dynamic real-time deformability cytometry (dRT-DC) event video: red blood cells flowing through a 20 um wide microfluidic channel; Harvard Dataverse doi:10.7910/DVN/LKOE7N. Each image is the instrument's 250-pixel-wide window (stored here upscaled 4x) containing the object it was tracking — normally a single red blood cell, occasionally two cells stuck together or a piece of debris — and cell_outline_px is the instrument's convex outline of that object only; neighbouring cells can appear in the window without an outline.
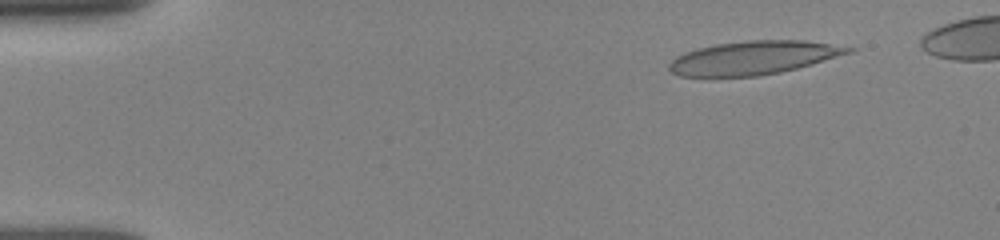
{"species": "human", "species_latin": "Homo sapiens", "temperature_condition": "room temperature", "stored_images_in_passage": 49, "camera_frame_rate_fps": 3000, "um_per_image_px": 0.085, "donor": {"sex": "female"}, "frame": {"image": 1, "passage_image": 5, "time_ms": 1.333, "image_size_px": [1000, 240], "cell_outline_px": [[860, 48], [852, 52], [812, 64], [780, 72], [756, 76], [680, 76], [672, 72], [668, 68], [668, 64], [676, 56], [684, 52], [696, 48], [716, 44], [748, 40], [804, 40]], "centroid_in_image_um": [64.06, 4.9], "position_along_channel_um": 20.9, "area_um2": 34.97}}
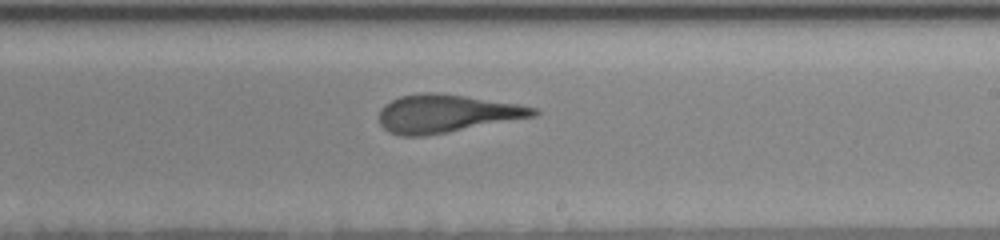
{"frame": {"image": 2, "passage_image": 30, "time_ms": 9.667, "image_size_px": [1000, 240], "cell_outline_px": [[540, 112], [536, 116], [448, 132], [424, 136], [400, 136], [388, 132], [380, 124], [380, 108], [384, 104], [400, 96], [424, 92], [436, 92], [520, 104], [536, 108]], "centroid_in_image_um": [37.93, 9.65], "position_along_channel_um": 251.1, "area_um2": 34.16}}
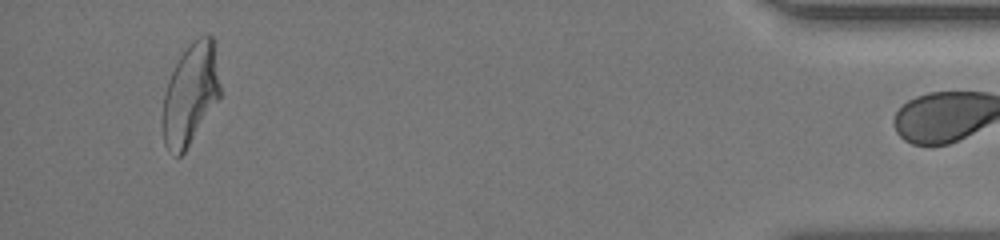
{"frame": {"image": 3, "passage_image": 48, "time_ms": 15.667, "image_size_px": [1000, 240], "cell_outline_px": [[220, 96], [184, 152], [180, 156], [176, 156], [168, 152], [164, 144], [164, 92], [168, 80], [180, 56], [188, 44], [192, 40], [208, 32], [212, 36], [220, 88]], "centroid_in_image_um": [16.17, 7.97], "position_along_channel_um": 419.0, "area_um2": 33.18}}